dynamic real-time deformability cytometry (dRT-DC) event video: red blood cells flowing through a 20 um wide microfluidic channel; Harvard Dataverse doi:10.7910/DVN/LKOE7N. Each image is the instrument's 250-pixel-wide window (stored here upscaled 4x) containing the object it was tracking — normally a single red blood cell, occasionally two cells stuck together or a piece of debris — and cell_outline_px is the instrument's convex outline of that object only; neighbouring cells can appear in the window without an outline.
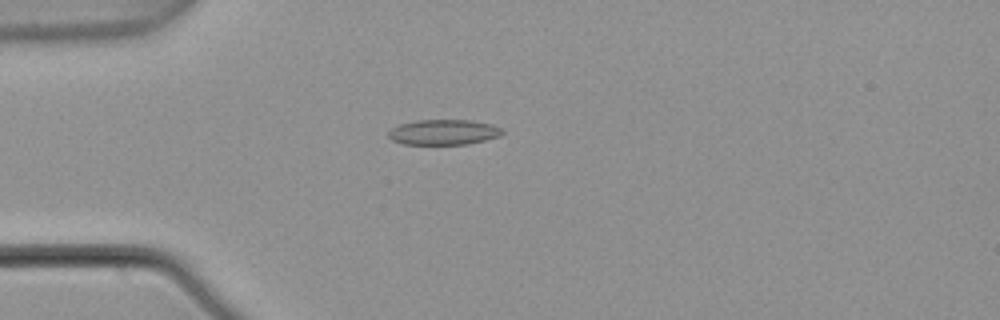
{"species": "common noctule bat (a hibernating species)", "species_latin": "Nyctalus noctula", "temperature_condition": "warm", "stored_images_in_passage": 5, "camera_frame_rate_fps": 3000, "um_per_image_px": 0.085, "animal": {"sex": "male", "body_mass_g": 21.5, "forearm_length_mm": 52.0}, "frame": {"image": 1, "passage_image": 5, "time_ms": 1.333, "image_size_px": [1000, 320], "cell_outline_px": [[504, 132], [500, 136], [468, 144], [404, 144], [392, 140], [388, 136], [388, 132], [392, 128], [400, 124], [416, 120], [472, 120], [492, 124], [500, 128]], "centroid_in_image_um": [37.71, 11.23], "position_along_channel_um": 47.3, "area_um2": 16.76}}